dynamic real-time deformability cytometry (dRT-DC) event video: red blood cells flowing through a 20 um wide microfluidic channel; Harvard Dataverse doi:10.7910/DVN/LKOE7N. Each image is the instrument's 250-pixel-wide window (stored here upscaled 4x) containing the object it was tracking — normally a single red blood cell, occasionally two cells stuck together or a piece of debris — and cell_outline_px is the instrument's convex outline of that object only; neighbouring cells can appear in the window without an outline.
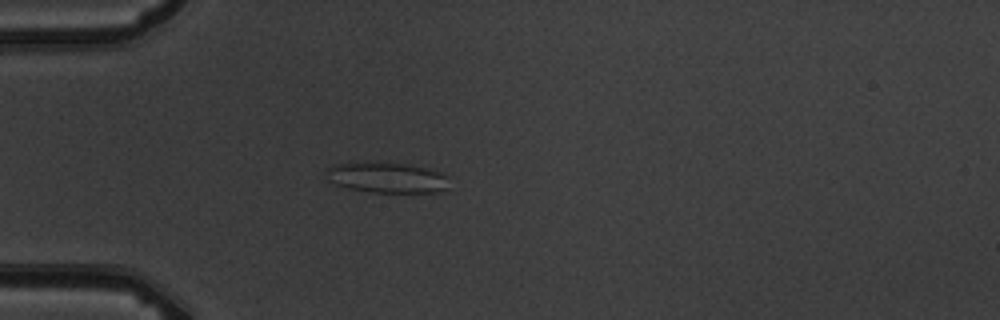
{"species": "common noctule bat (a hibernating species)", "species_latin": "Nyctalus noctula", "temperature_condition": "warm", "stored_images_in_passage": 5, "camera_frame_rate_fps": 3000, "um_per_image_px": 0.085, "animal": {"sex": "male", "body_mass_g": 19.5, "forearm_length_mm": 54.6}, "frame": {"image": 1, "passage_image": 4, "time_ms": 3.667, "image_size_px": [1000, 320], "cell_outline_px": [[452, 176], [444, 188], [440, 192], [368, 192], [348, 188], [336, 184], [328, 180], [328, 168], [336, 164], [368, 160], [380, 160], [404, 164], [424, 168], [440, 172]], "centroid_in_image_um": [32.89, 15.06], "position_along_channel_um": 52.1, "area_um2": 22.25}}